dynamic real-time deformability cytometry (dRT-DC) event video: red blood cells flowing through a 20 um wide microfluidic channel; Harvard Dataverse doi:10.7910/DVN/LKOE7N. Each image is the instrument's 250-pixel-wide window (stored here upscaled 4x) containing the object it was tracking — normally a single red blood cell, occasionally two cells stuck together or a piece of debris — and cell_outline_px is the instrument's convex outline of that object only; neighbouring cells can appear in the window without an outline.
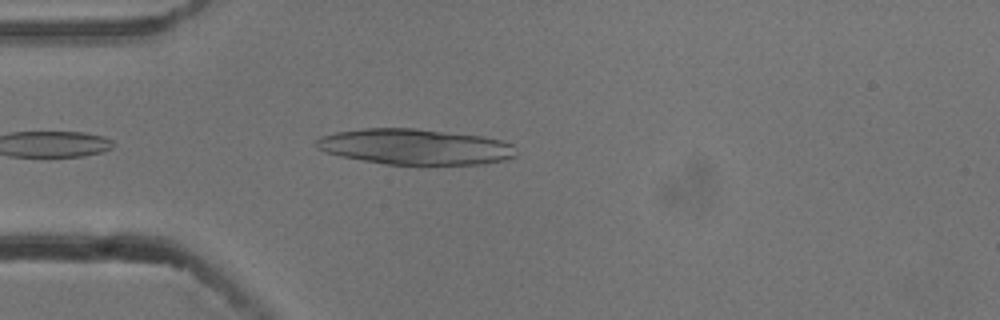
{"species": "common noctule bat (a hibernating species)", "species_latin": "Nyctalus noctula", "temperature_condition": "cold", "stored_images_in_passage": 1, "camera_frame_rate_fps": 3000, "um_per_image_px": 0.085, "animal": {"sex": "male", "body_mass_g": 13.3}, "frame": {"image": 1, "passage_image": 1, "time_ms": 0.0, "image_size_px": [1000, 320], "cell_outline_px": [[516, 156], [508, 160], [484, 164], [428, 168], [384, 164], [340, 156], [324, 152], [316, 148], [312, 144], [320, 136], [336, 132], [364, 128], [416, 128], [484, 136], [500, 140], [512, 144], [516, 152]], "centroid_in_image_um": [35.32, 12.52], "position_along_channel_um": 49.7, "area_um2": 43.35}}